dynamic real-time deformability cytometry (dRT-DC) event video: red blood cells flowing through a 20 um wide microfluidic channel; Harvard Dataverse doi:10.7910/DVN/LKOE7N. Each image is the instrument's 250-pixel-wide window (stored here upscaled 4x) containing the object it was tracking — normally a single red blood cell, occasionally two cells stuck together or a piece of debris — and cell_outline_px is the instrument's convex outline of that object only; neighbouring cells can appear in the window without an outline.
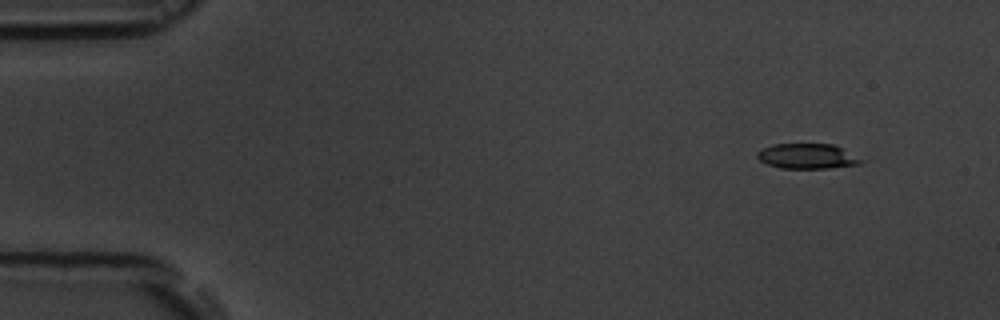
{"species": "common noctule bat (a hibernating species)", "species_latin": "Nyctalus noctula", "temperature_condition": "room temperature", "stored_images_in_passage": 3, "segment_of_instrument_passage": [2, 2], "camera_frame_rate_fps": 3000, "um_per_image_px": 0.085, "animal": {"sex": "male", "body_mass_g": 19.5, "forearm_length_mm": 54.6}, "frame": {"image": 1, "passage_image": 3, "time_ms": 3.333, "image_size_px": [1000, 320], "cell_outline_px": [[868, 160], [860, 164], [828, 168], [780, 168], [768, 164], [760, 160], [756, 156], [756, 152], [772, 144], [832, 144]], "centroid_in_image_um": [68.66, 13.28], "position_along_channel_um": 16.3, "area_um2": 15.26}}